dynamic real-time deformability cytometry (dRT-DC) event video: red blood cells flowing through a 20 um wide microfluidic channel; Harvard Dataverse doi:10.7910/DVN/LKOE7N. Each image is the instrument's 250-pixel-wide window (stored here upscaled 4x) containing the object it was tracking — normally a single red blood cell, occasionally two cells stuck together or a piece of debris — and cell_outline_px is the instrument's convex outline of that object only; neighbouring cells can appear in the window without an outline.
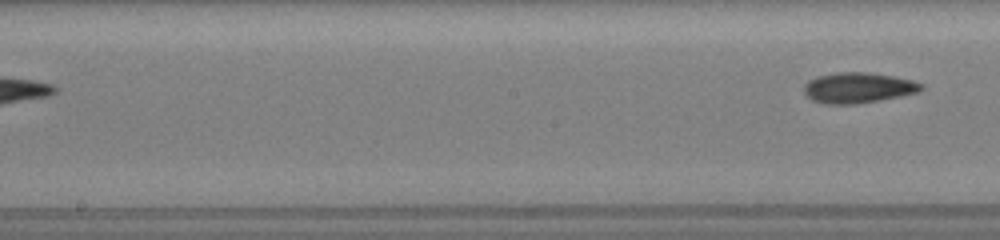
{"species": "common noctule bat (a hibernating species)", "species_latin": "Nyctalus noctula", "temperature_condition": "room temperature", "stored_images_in_passage": 11, "segment_of_instrument_passage": [2, 2], "camera_frame_rate_fps": 3000, "um_per_image_px": 0.085, "animal": {"sex": "female", "body_mass_g": 19.5, "forearm_length_mm": 54.1}, "frame": {"image": 1, "passage_image": 11, "time_ms": 6.667, "image_size_px": [1000, 240], "cell_outline_px": [[924, 88], [920, 92], [900, 96], [856, 104], [824, 104], [812, 100], [804, 92], [804, 84], [808, 80], [816, 76], [836, 72], [868, 72], [892, 76], [912, 80], [924, 84]], "centroid_in_image_um": [72.94, 7.45], "position_along_channel_um": 175.3, "area_um2": 20.98}}